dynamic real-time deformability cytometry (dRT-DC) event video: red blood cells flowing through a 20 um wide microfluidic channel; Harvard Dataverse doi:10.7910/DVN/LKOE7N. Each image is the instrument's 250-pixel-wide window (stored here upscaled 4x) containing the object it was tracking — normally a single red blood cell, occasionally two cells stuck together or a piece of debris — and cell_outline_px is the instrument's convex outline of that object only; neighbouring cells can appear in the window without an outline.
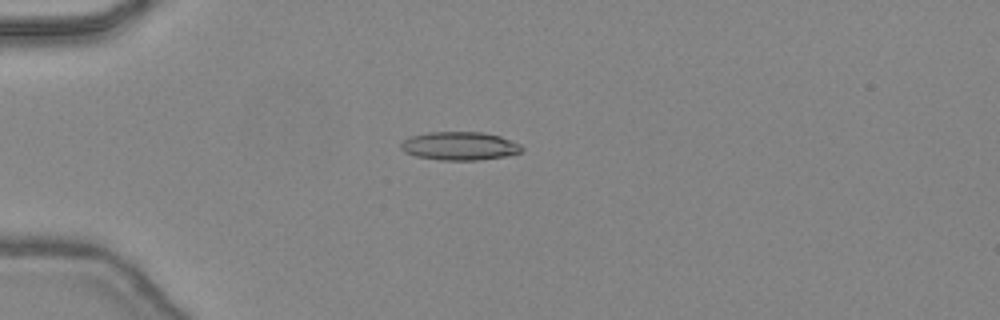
{"species": "common noctule bat (a hibernating species)", "species_latin": "Nyctalus noctula", "temperature_condition": "warm", "stored_images_in_passage": 38, "camera_frame_rate_fps": 3000, "um_per_image_px": 0.085, "animal": {"sex": "female", "body_mass_g": 24.6, "forearm_length_mm": 56.2}, "frame": {"image": 1, "passage_image": 5, "time_ms": 1.333, "image_size_px": [1000, 320], "cell_outline_px": [[524, 148], [520, 152], [508, 156], [476, 160], [440, 160], [416, 156], [404, 152], [400, 148], [400, 144], [404, 140], [412, 136], [428, 132], [484, 132], [500, 136], [520, 144]], "centroid_in_image_um": [39.08, 12.41], "position_along_channel_um": 45.9, "area_um2": 20.0}}
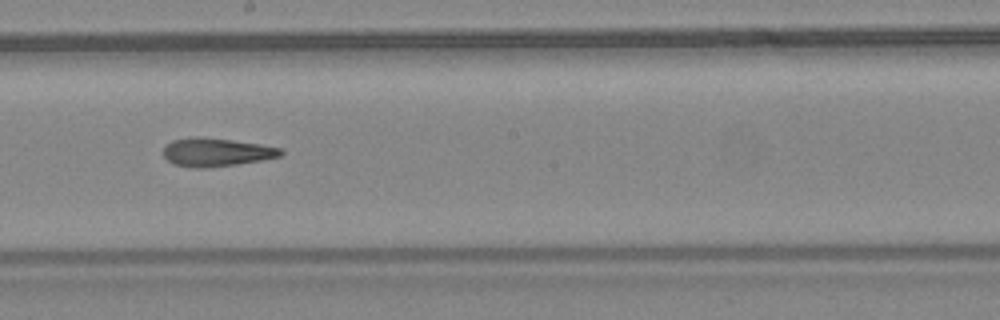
{"frame": {"image": 2, "passage_image": 19, "time_ms": 6.0, "image_size_px": [1000, 320], "cell_outline_px": [[284, 152], [280, 156], [264, 160], [208, 168], [196, 168], [172, 164], [164, 156], [164, 148], [172, 140], [196, 136], [200, 136], [260, 144], [280, 148]], "centroid_in_image_um": [18.38, 12.94], "position_along_channel_um": 229.8, "area_um2": 19.36}}
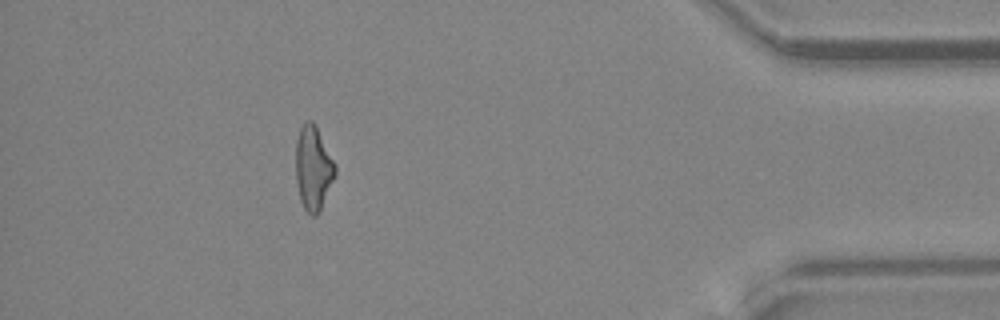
{"frame": {"image": 3, "passage_image": 34, "time_ms": 11.0, "image_size_px": [1000, 320], "cell_outline_px": [[336, 176], [316, 216], [312, 216], [304, 208], [300, 200], [296, 184], [296, 140], [300, 128], [308, 120], [312, 120], [316, 124], [336, 164]], "centroid_in_image_um": [26.63, 14.26], "position_along_channel_um": 408.6, "area_um2": 19.42}, "authors_computed_cell_mechanics": {"area_um2": 19.4786, "velocity_mm_per_s": 4.5155, "shape_relaxation_time_tau1_ms": null, "shape_relaxation_time_tau2_ms": 4.027, "deformation_change_tau1": null, "deformation_change_tau2": 0.1556}}